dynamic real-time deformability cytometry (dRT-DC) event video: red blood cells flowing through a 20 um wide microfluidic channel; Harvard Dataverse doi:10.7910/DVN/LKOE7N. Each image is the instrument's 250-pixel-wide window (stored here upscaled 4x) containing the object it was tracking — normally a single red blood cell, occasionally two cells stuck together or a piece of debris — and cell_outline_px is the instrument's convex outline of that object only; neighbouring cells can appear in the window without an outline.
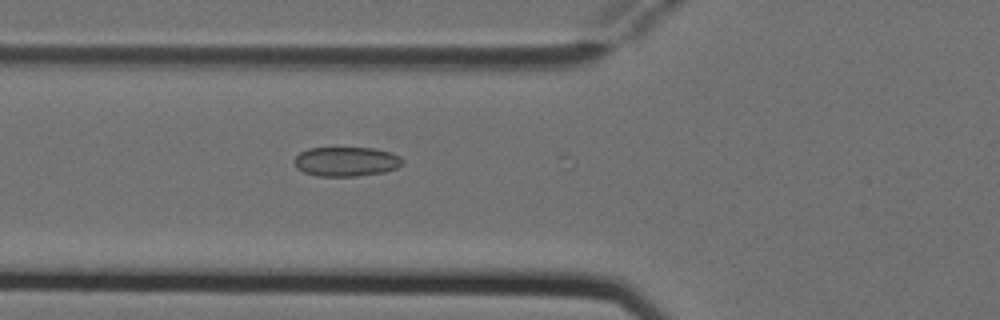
{"species": "Egyptian fruit bat (a non-hibernating species)", "species_latin": "Rousettus aegyptiacus", "temperature_condition": "cold", "stored_images_in_passage": 3, "camera_frame_rate_fps": 3000, "um_per_image_px": 0.085, "animal": {"sex": "female"}, "frame": {"image": 1, "passage_image": 3, "time_ms": 0.667, "image_size_px": [1000, 320], "cell_outline_px": [[404, 164], [396, 168], [384, 172], [356, 176], [316, 176], [304, 172], [296, 168], [292, 160], [300, 152], [308, 148], [372, 148], [392, 152], [400, 156], [404, 160]], "centroid_in_image_um": [29.42, 13.73], "position_along_channel_um": 96.4, "area_um2": 18.79}}